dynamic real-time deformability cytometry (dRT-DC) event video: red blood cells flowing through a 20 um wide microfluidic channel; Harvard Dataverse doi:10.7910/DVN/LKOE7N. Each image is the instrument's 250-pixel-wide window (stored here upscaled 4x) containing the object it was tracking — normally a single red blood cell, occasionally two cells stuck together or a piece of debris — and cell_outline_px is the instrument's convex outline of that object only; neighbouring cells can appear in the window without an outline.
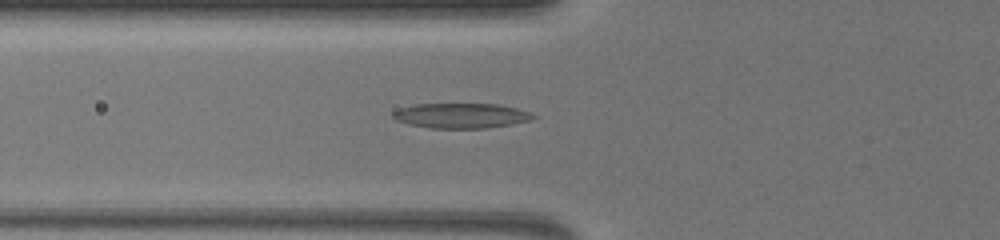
{"species": "common noctule bat (a hibernating species)", "species_latin": "Nyctalus noctula", "temperature_condition": "warm", "stored_images_in_passage": 65, "camera_frame_rate_fps": 3000, "um_per_image_px": 0.085, "animal": {"sex": "female", "body_mass_g": 19.5, "forearm_length_mm": 54.1}, "frame": {"image": 1, "passage_image": 27, "time_ms": 8.667, "image_size_px": [1000, 240], "cell_outline_px": [[536, 116], [532, 120], [484, 128], [428, 128], [408, 124], [396, 120], [392, 116], [392, 112], [400, 108], [416, 104], [496, 104], [516, 108], [528, 112]], "centroid_in_image_um": [39.14, 9.83], "position_along_channel_um": 86.7, "area_um2": 20.23}}
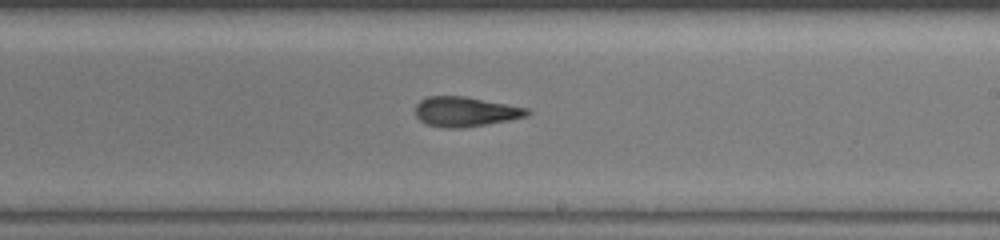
{"frame": {"image": 2, "passage_image": 42, "time_ms": 13.667, "image_size_px": [1000, 240], "cell_outline_px": [[532, 112], [528, 116], [508, 120], [464, 128], [444, 128], [424, 124], [416, 116], [416, 104], [420, 100], [428, 96], [464, 96], [528, 108]], "centroid_in_image_um": [39.54, 9.5], "position_along_channel_um": 249.5, "area_um2": 19.48}}
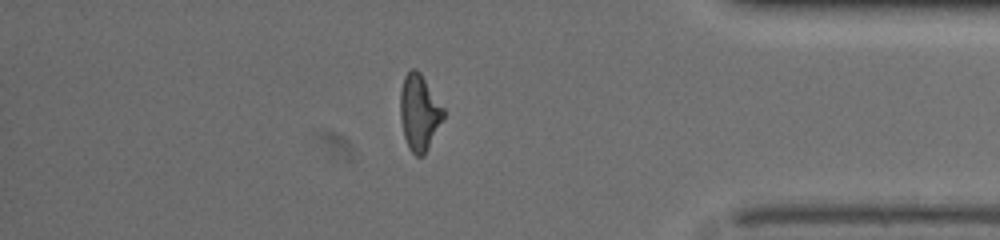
{"frame": {"image": 3, "passage_image": 58, "time_ms": 19.0, "image_size_px": [1000, 240], "cell_outline_px": [[444, 116], [424, 156], [416, 156], [408, 148], [404, 136], [400, 116], [400, 92], [404, 76], [412, 68], [416, 68], [420, 72], [444, 108]], "centroid_in_image_um": [35.62, 9.55], "position_along_channel_um": 399.6, "area_um2": 19.02}}